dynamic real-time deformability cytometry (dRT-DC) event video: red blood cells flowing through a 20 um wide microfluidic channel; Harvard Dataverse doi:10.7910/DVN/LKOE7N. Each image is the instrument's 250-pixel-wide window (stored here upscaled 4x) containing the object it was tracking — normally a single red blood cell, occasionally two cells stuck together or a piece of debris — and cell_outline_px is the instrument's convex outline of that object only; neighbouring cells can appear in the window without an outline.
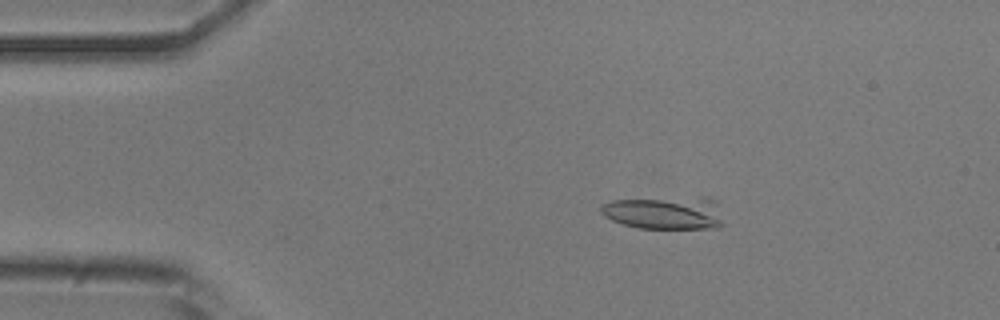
{"species": "common noctule bat (a hibernating species)", "species_latin": "Nyctalus noctula", "temperature_condition": "room temperature", "stored_images_in_passage": 13, "camera_frame_rate_fps": 3000, "um_per_image_px": 0.085, "animal": {"sex": "male", "body_mass_g": 20.5, "forearm_length_mm": 52.5}, "frame": {"image": 1, "passage_image": 9, "time_ms": 2.667, "image_size_px": [1000, 320], "cell_outline_px": [[724, 224], [720, 228], [636, 228], [612, 220], [604, 216], [600, 212], [600, 204], [612, 200], [704, 196], [716, 200]], "centroid_in_image_um": [56.53, 18.07], "position_along_channel_um": 28.5, "area_um2": 23.99}}